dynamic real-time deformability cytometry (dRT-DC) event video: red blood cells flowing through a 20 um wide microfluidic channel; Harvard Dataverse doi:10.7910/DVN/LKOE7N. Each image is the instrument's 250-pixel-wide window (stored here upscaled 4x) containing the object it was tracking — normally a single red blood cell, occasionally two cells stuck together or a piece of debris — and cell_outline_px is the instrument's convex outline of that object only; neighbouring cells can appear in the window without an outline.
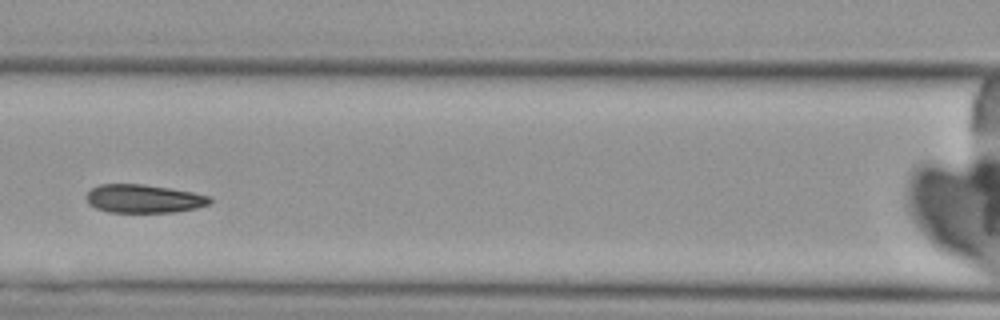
{"species": "Egyptian fruit bat (a non-hibernating species)", "species_latin": "Rousettus aegyptiacus", "temperature_condition": "cold", "stored_images_in_passage": 3, "camera_frame_rate_fps": 3000, "um_per_image_px": 0.085, "animal": {"sex": "female"}, "frame": {"image": 1, "passage_image": 3, "time_ms": 2.333, "image_size_px": [1000, 320], "cell_outline_px": [[212, 204], [196, 208], [172, 212], [108, 212], [96, 208], [88, 204], [84, 196], [92, 188], [100, 184], [140, 184], [168, 188], [192, 192], [208, 196], [212, 200]], "centroid_in_image_um": [12.19, 16.89], "position_along_channel_um": 154.4, "area_um2": 20.4}}